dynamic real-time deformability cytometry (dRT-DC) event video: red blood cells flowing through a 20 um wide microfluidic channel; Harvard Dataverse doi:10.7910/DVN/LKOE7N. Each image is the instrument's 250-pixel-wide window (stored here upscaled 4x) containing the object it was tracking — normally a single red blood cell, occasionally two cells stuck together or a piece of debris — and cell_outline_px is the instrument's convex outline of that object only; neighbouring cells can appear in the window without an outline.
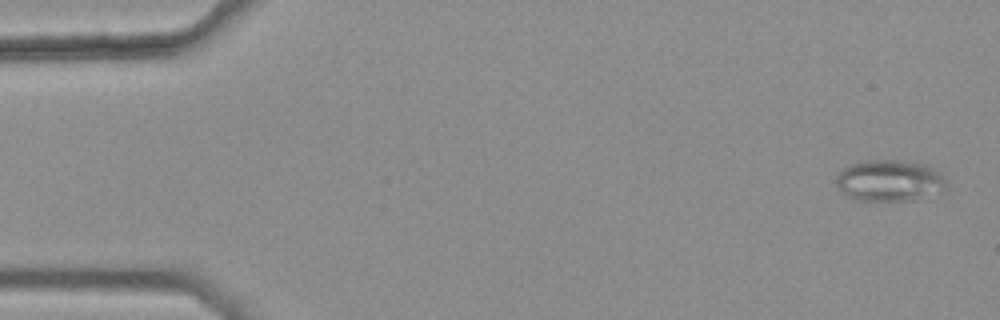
{"species": "common noctule bat (a hibernating species)", "species_latin": "Nyctalus noctula", "temperature_condition": "warm", "stored_images_in_passage": 8, "camera_frame_rate_fps": 3000, "um_per_image_px": 0.085, "animal": {"sex": "female", "body_mass_g": 25.1}, "frame": {"image": 1, "passage_image": 1, "time_ms": 0.0, "image_size_px": [1000, 320], "cell_outline_px": [[948, 180], [944, 188], [940, 192], [920, 200], [856, 200], [848, 196], [836, 184], [836, 176], [844, 168], [852, 164], [864, 160], [900, 160], [928, 164], [940, 172]], "centroid_in_image_um": [75.68, 15.34], "position_along_channel_um": 9.3, "area_um2": 26.82}}
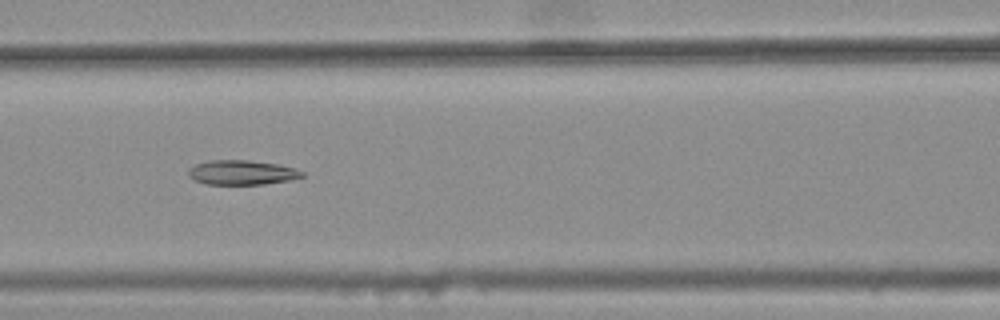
{"frame": {"image": 2, "passage_image": 7, "time_ms": 2.0, "image_size_px": [1000, 320], "cell_outline_px": [[304, 176], [288, 180], [264, 184], [204, 184], [192, 180], [188, 176], [188, 168], [196, 164], [208, 160], [248, 160], [276, 164], [292, 168], [304, 172]], "centroid_in_image_um": [20.48, 14.66], "position_along_channel_um": 146.1, "area_um2": 16.24}}
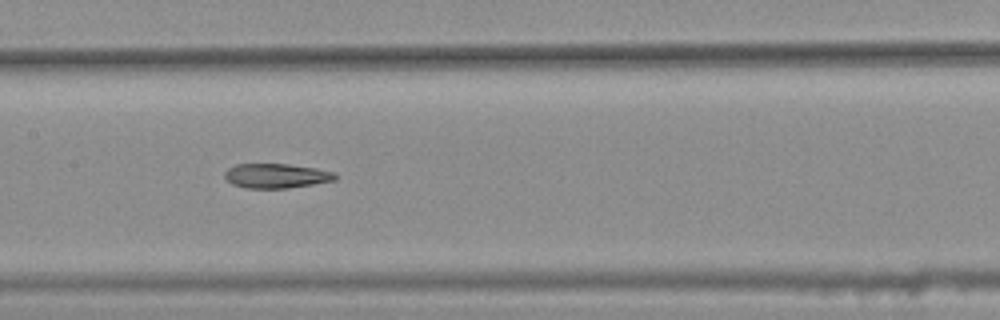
{"frame": {"image": 3, "passage_image": 8, "time_ms": 2.333, "image_size_px": [1000, 320], "cell_outline_px": [[336, 180], [288, 188], [244, 188], [232, 184], [224, 176], [224, 172], [228, 168], [236, 164], [288, 164], [316, 168], [336, 172]], "centroid_in_image_um": [23.48, 14.94], "position_along_channel_um": 183.9, "area_um2": 15.84}}